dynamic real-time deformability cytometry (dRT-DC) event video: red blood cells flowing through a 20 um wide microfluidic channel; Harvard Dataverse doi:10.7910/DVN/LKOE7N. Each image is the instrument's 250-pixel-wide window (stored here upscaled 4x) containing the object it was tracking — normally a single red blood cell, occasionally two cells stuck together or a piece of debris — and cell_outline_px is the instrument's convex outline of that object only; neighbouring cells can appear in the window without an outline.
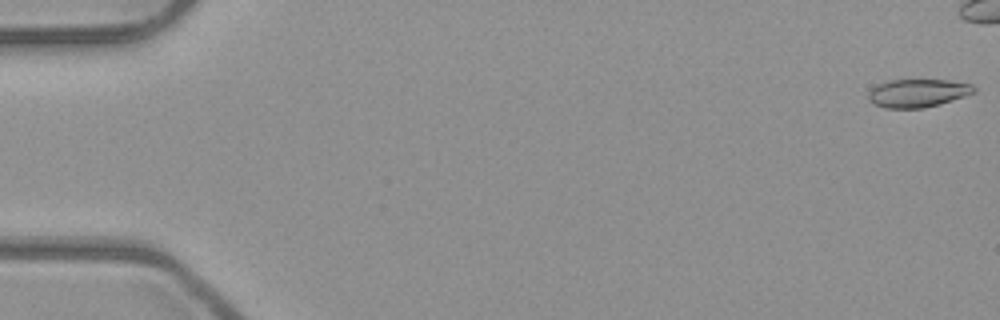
{"species": "common noctule bat (a hibernating species)", "species_latin": "Nyctalus noctula", "temperature_condition": "room temperature", "stored_images_in_passage": 43, "camera_frame_rate_fps": 3000, "um_per_image_px": 0.085, "animal": {"sex": "male", "body_mass_g": 23.1, "forearm_length_mm": 52.7}, "frame": {"image": 1, "passage_image": 1, "time_ms": 0.0, "image_size_px": [1000, 320], "cell_outline_px": [[976, 92], [940, 104], [924, 108], [884, 108], [872, 104], [868, 100], [868, 92], [872, 88], [888, 80], [948, 80], [972, 84], [976, 88]], "centroid_in_image_um": [77.99, 7.92], "position_along_channel_um": 7.0, "area_um2": 17.4}}
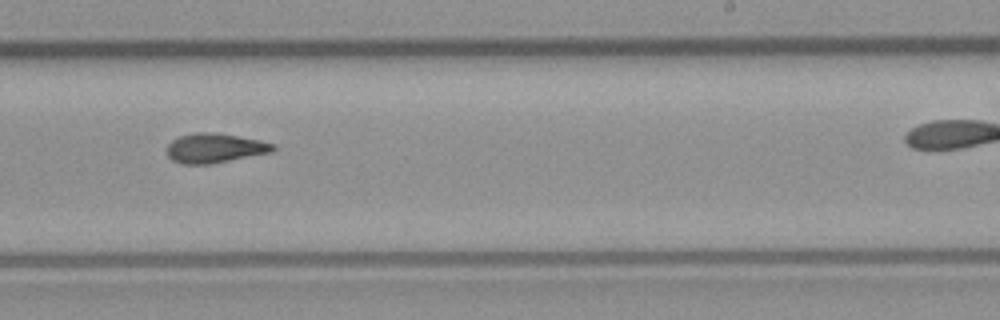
{"frame": {"image": 2, "passage_image": 33, "time_ms": 10.667, "image_size_px": [1000, 320], "cell_outline_px": [[276, 148], [272, 152], [212, 164], [180, 164], [172, 160], [168, 156], [168, 144], [172, 140], [180, 136], [196, 132], [216, 132], [260, 140], [276, 144]], "centroid_in_image_um": [18.28, 12.59], "position_along_channel_um": 270.7, "area_um2": 18.38}}
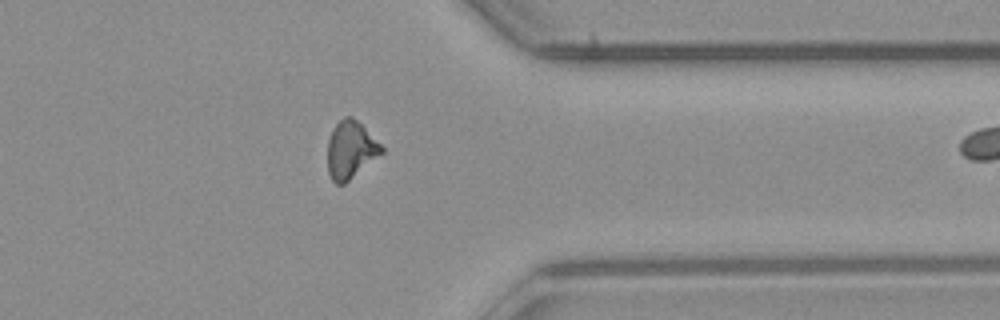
{"frame": {"image": 3, "passage_image": 42, "time_ms": 13.667, "image_size_px": [1000, 320], "cell_outline_px": [[384, 152], [344, 184], [336, 184], [332, 180], [328, 172], [328, 140], [336, 124], [344, 116], [352, 116], [384, 148]], "centroid_in_image_um": [29.79, 12.75], "position_along_channel_um": 381.6, "area_um2": 17.74}}